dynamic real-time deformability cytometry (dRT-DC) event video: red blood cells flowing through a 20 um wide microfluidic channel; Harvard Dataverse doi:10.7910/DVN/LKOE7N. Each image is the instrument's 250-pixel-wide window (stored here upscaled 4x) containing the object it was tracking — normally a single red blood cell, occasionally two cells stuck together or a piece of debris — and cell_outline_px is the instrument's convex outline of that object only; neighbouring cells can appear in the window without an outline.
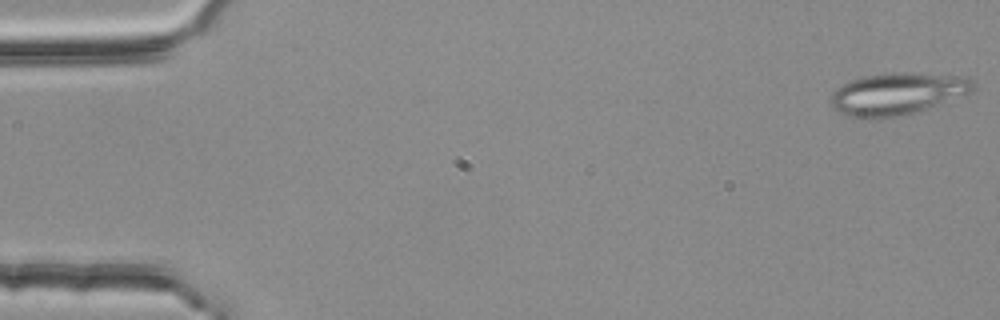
{"species": "common noctule bat (a hibernating species)", "species_latin": "Nyctalus noctula", "temperature_condition": "room temperature", "stored_images_in_passage": 54, "segment_of_instrument_passage": [1, 2], "camera_frame_rate_fps": 3000, "um_per_image_px": 0.085, "animal": {"sex": "female", "body_mass_g": 25.1}, "frame": {"image": 1, "passage_image": 1, "time_ms": 0.0, "image_size_px": [1000, 320], "cell_outline_px": [[976, 84], [968, 92], [924, 108], [912, 112], [896, 116], [876, 120], [868, 120], [852, 116], [840, 112], [832, 108], [828, 100], [832, 92], [836, 88], [848, 80], [864, 76], [892, 72], [904, 72], [972, 76]], "centroid_in_image_um": [76.18, 7.95], "position_along_channel_um": 8.8, "area_um2": 34.91}}